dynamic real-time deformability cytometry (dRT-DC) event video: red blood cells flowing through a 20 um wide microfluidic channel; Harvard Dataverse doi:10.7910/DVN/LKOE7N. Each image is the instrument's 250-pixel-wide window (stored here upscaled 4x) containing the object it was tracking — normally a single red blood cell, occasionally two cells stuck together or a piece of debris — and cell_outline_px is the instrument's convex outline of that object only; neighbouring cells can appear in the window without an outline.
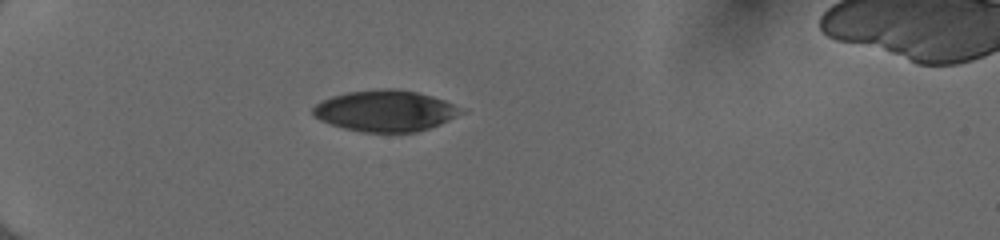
{"species": "human", "species_latin": "Homo sapiens", "temperature_condition": "cold", "stored_images_in_passage": 37, "camera_frame_rate_fps": 3000, "um_per_image_px": 0.085, "donor": {"sex": "female"}, "frame": {"image": 1, "passage_image": 1, "time_ms": 0.0, "image_size_px": [1000, 240], "cell_outline_px": [[468, 112], [440, 124], [416, 132], [364, 132], [344, 128], [320, 120], [312, 116], [312, 108], [320, 100], [332, 96], [348, 92], [376, 88], [396, 88], [416, 92], [432, 96], [444, 100]], "centroid_in_image_um": [32.74, 9.41], "position_along_channel_um": 52.3, "area_um2": 35.72}}
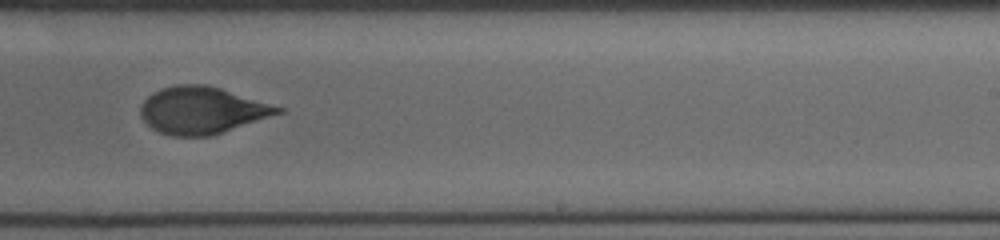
{"frame": {"image": 2, "passage_image": 20, "time_ms": 6.333, "image_size_px": [1000, 240], "cell_outline_px": [[284, 112], [212, 136], [172, 136], [160, 132], [152, 128], [140, 116], [140, 108], [144, 100], [148, 96], [164, 88], [176, 84], [208, 84], [284, 108]], "centroid_in_image_um": [17.18, 9.38], "position_along_channel_um": 271.8, "area_um2": 37.45}}
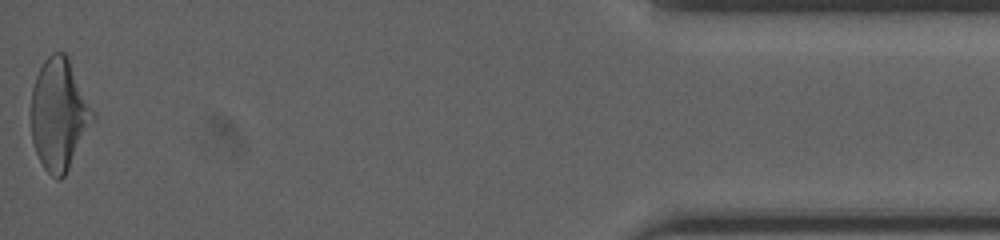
{"frame": {"image": 3, "passage_image": 37, "time_ms": 12.0, "image_size_px": [1000, 240], "cell_outline_px": [[96, 116], [64, 176], [60, 180], [56, 180], [44, 168], [36, 152], [32, 140], [32, 88], [36, 76], [44, 60], [52, 52], [64, 52], [68, 56], [96, 112]], "centroid_in_image_um": [5.04, 9.69], "position_along_channel_um": 430.2, "area_um2": 40.06}, "authors_computed_cell_mechanics": {"area_um2": 38.437, "velocity_mm_per_s": 4.0086, "shape_relaxation_time_tau1_ms": 5.5579, "shape_relaxation_time_tau2_ms": 1.0585, "deformation_change_tau1": 0.1984, "deformation_change_tau2": 0.0622}}